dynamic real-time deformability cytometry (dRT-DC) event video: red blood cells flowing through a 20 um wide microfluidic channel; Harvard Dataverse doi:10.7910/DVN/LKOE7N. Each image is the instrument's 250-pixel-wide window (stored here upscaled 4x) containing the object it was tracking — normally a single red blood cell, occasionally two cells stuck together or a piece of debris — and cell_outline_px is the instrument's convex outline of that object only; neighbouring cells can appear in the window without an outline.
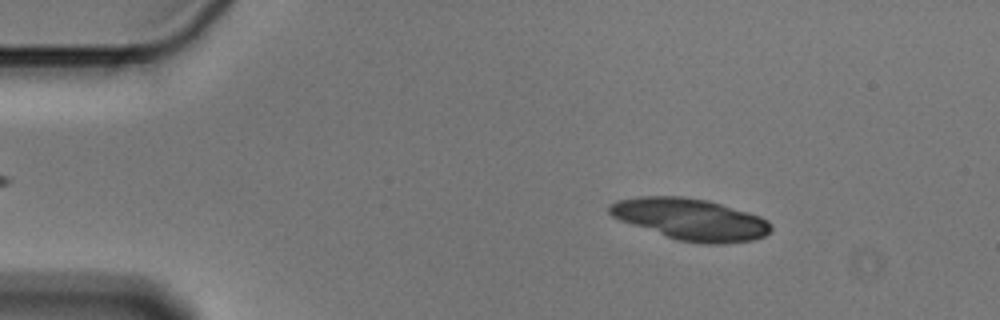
{"species": "Egyptian fruit bat (a non-hibernating species)", "species_latin": "Rousettus aegyptiacus", "temperature_condition": "cold", "stored_images_in_passage": 42, "camera_frame_rate_fps": 3000, "um_per_image_px": 0.085, "animal": {"sex": "male"}, "frame": {"image": 1, "passage_image": 8, "time_ms": 2.333, "image_size_px": [1000, 320], "cell_outline_px": [[772, 228], [764, 236], [752, 240], [724, 244], [704, 244], [680, 240], [620, 220], [612, 216], [608, 212], [608, 208], [616, 200], [640, 196], [680, 196], [708, 200], [748, 212], [760, 216], [768, 220], [772, 224]], "centroid_in_image_um": [58.73, 18.63], "position_along_channel_um": 26.3, "area_um2": 38.78}}
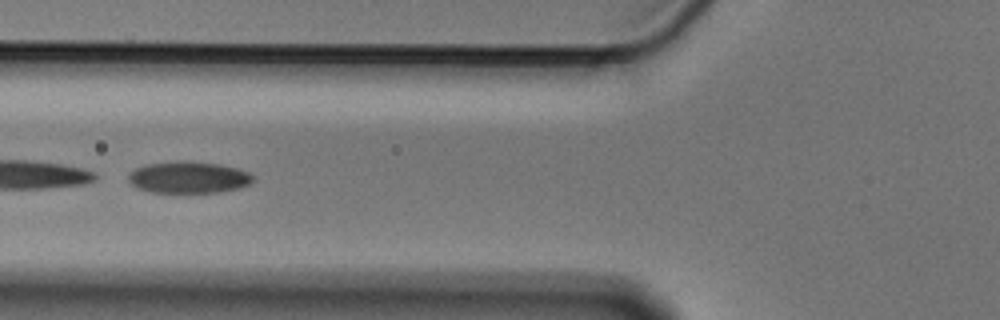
{"frame": {"image": 2, "passage_image": 21, "time_ms": 6.667, "image_size_px": [1000, 320], "cell_outline_px": [[252, 180], [248, 184], [240, 188], [220, 192], [148, 192], [136, 188], [128, 180], [128, 172], [144, 164], [176, 160], [184, 160], [220, 164], [236, 168], [248, 172], [252, 176]], "centroid_in_image_um": [15.96, 15.06], "position_along_channel_um": 109.8, "area_um2": 23.24}}
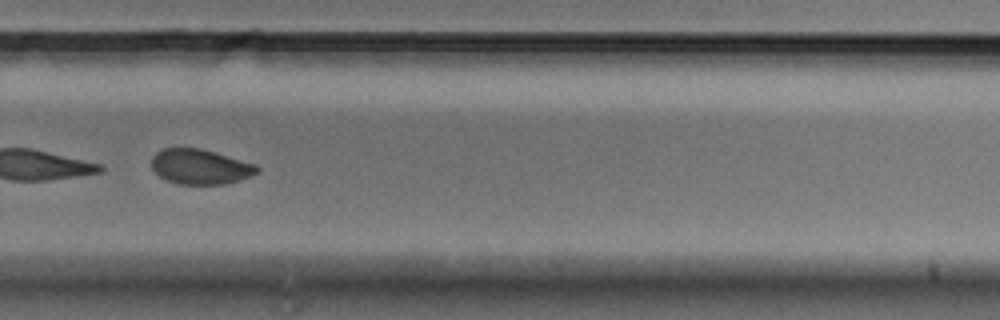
{"frame": {"image": 3, "passage_image": 38, "time_ms": 12.333, "image_size_px": [1000, 320], "cell_outline_px": [[260, 172], [252, 176], [228, 184], [180, 184], [168, 180], [160, 176], [152, 168], [152, 156], [156, 152], [164, 148], [200, 148], [256, 164], [260, 168]], "centroid_in_image_um": [17.06, 14.17], "position_along_channel_um": 312.7, "area_um2": 21.56}}